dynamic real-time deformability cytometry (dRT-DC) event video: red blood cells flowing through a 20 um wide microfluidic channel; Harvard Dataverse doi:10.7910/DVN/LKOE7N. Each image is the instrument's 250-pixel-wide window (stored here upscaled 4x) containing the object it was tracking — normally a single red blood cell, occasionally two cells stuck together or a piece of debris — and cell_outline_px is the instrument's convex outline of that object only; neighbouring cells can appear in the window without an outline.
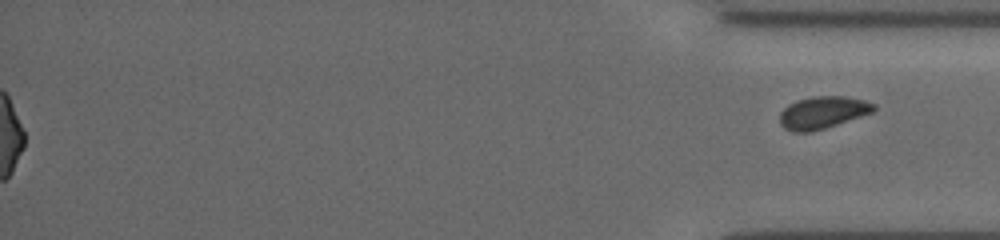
{"species": "common noctule bat (a hibernating species)", "species_latin": "Nyctalus noctula", "temperature_condition": "cold", "stored_images_in_passage": 56, "segment_of_instrument_passage": [2, 2], "camera_frame_rate_fps": 3000, "um_per_image_px": 0.085, "animal": {"sex": "female", "body_mass_g": 19.5, "forearm_length_mm": 54.1}, "frame": {"image": 1, "passage_image": 56, "time_ms": 18.333, "image_size_px": [1000, 240], "cell_outline_px": [[876, 108], [872, 112], [812, 132], [792, 132], [784, 128], [780, 124], [780, 112], [788, 104], [796, 100], [812, 96], [844, 96], [864, 100], [876, 104]], "centroid_in_image_um": [69.89, 9.55], "position_along_channel_um": 365.3, "area_um2": 17.63}}